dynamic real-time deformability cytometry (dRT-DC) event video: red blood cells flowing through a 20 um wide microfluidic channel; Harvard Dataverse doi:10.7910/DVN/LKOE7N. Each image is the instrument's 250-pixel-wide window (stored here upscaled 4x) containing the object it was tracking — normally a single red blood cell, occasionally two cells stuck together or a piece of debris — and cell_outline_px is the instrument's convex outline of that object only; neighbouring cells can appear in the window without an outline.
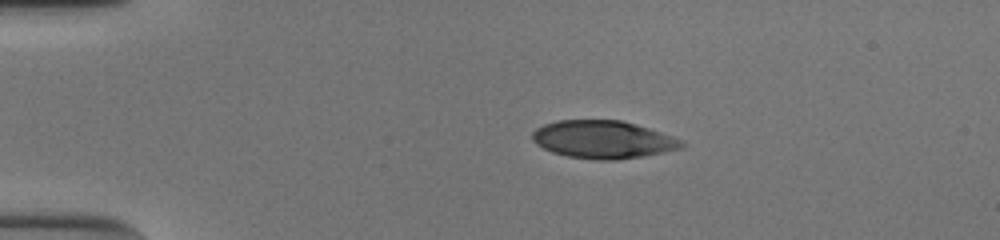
{"species": "human", "species_latin": "Homo sapiens", "temperature_condition": "cold", "stored_images_in_passage": 43, "camera_frame_rate_fps": 3000, "um_per_image_px": 0.085, "donor": {"sex": "male"}, "frame": {"image": 1, "passage_image": 1, "time_ms": 0.0, "image_size_px": [1000, 240], "cell_outline_px": [[684, 148], [644, 156], [616, 160], [596, 160], [568, 156], [552, 152], [536, 144], [532, 140], [532, 132], [536, 128], [544, 124], [556, 120], [620, 120], [636, 124], [684, 140]], "centroid_in_image_um": [51.26, 11.86], "position_along_channel_um": 33.7, "area_um2": 33.0}}
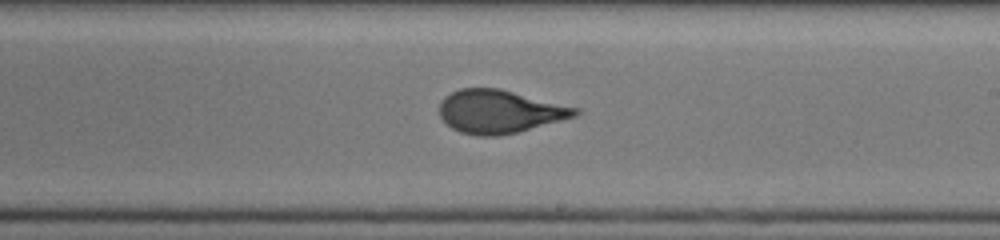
{"frame": {"image": 2, "passage_image": 22, "time_ms": 7.0, "image_size_px": [1000, 240], "cell_outline_px": [[580, 112], [576, 116], [516, 132], [496, 136], [476, 136], [460, 132], [452, 128], [440, 116], [440, 100], [444, 96], [460, 88], [500, 88], [580, 108]], "centroid_in_image_um": [42.45, 9.47], "position_along_channel_um": 246.5, "area_um2": 34.1}}
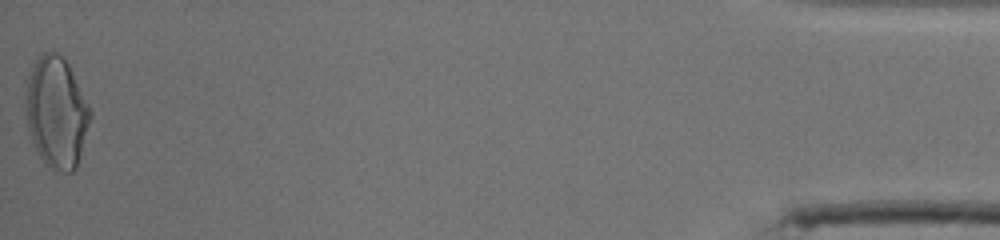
{"frame": {"image": 3, "passage_image": 43, "time_ms": 14.0, "image_size_px": [1000, 240], "cell_outline_px": [[92, 116], [76, 168], [72, 172], [64, 172], [44, 164], [32, 140], [28, 128], [24, 104], [24, 80], [32, 64], [44, 52], [56, 52], [68, 64], [92, 112]], "centroid_in_image_um": [4.76, 9.52], "position_along_channel_um": 430.4, "area_um2": 41.96}, "authors_computed_cell_mechanics": {"area_um2": 34.4488, "velocity_mm_per_s": 3.8743, "shape_relaxation_time_tau1_ms": 5.6765, "shape_relaxation_time_tau2_ms": 0.7383, "deformation_change_tau1": 0.2125, "deformation_change_tau2": 0.0717}}